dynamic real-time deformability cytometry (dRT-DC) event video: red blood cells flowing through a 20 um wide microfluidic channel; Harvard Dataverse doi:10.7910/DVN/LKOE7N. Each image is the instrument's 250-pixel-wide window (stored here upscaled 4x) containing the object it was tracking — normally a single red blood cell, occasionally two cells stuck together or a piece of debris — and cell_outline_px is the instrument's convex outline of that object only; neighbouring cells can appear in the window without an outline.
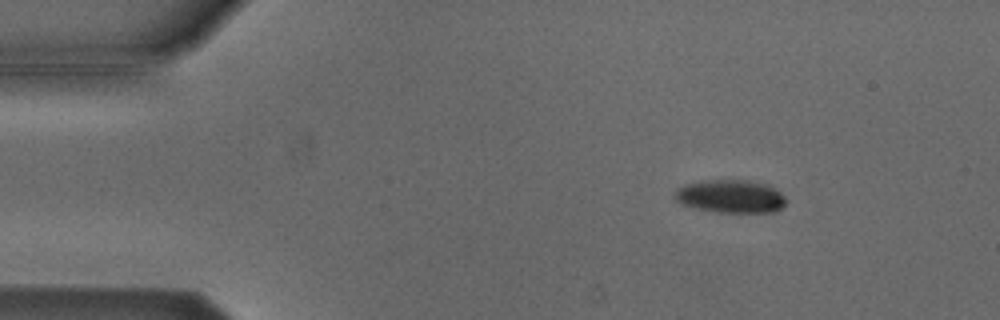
{"species": "Egyptian fruit bat (a non-hibernating species)", "species_latin": "Rousettus aegyptiacus", "temperature_condition": "cold", "stored_images_in_passage": 53, "camera_frame_rate_fps": 3000, "um_per_image_px": 0.085, "animal": {"sex": "male"}, "frame": {"image": 1, "passage_image": 7, "time_ms": 2.0, "image_size_px": [1000, 320], "cell_outline_px": [[784, 204], [780, 208], [772, 212], [716, 212], [696, 208], [680, 204], [676, 200], [676, 188], [684, 184], [712, 180], [748, 180], [768, 184], [776, 188], [784, 196]], "centroid_in_image_um": [62.1, 16.68], "position_along_channel_um": 22.9, "area_um2": 21.33}}
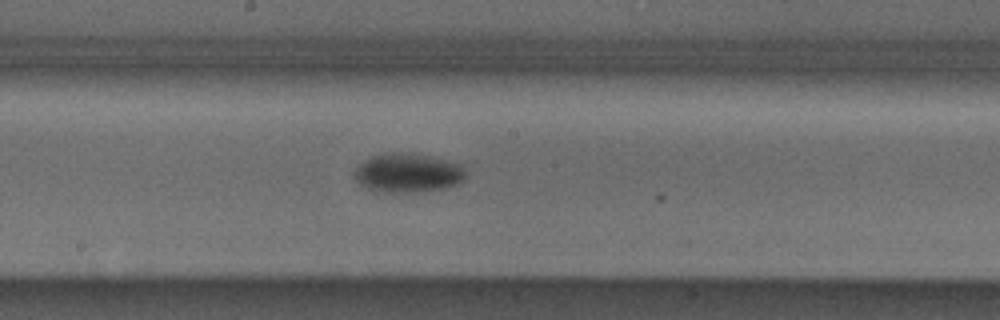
{"frame": {"image": 2, "passage_image": 28, "time_ms": 9.0, "image_size_px": [1000, 320], "cell_outline_px": [[464, 180], [460, 184], [448, 188], [416, 192], [380, 192], [368, 188], [360, 184], [356, 180], [352, 172], [364, 160], [372, 156], [392, 152], [400, 152], [424, 156], [460, 164], [464, 168]], "centroid_in_image_um": [34.65, 14.72], "position_along_channel_um": 213.6, "area_um2": 25.14}}
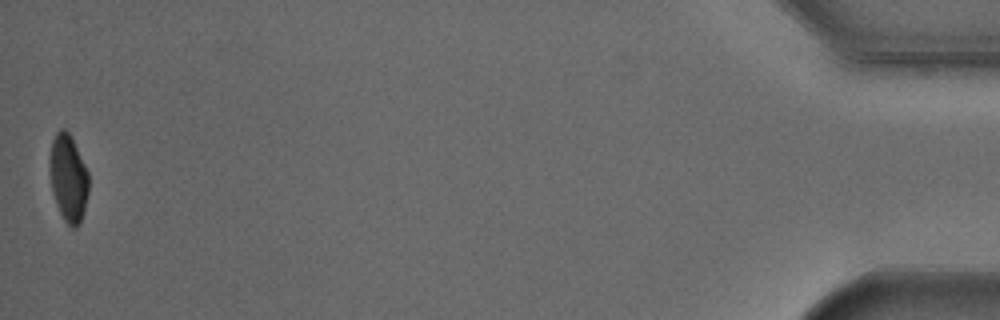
{"frame": {"image": 3, "passage_image": 53, "time_ms": 17.333, "image_size_px": [1000, 320], "cell_outline_px": [[88, 192], [80, 224], [76, 228], [72, 228], [64, 220], [56, 204], [52, 192], [48, 168], [48, 160], [52, 140], [56, 132], [60, 128], [64, 128], [72, 136], [88, 172]], "centroid_in_image_um": [5.78, 15.1], "position_along_channel_um": 429.4, "area_um2": 20.11}, "authors_computed_cell_mechanics": {"area_um2": 22.7154, "velocity_mm_per_s": 3.8026, "shape_relaxation_time_tau1_ms": 2.863, "shape_relaxation_time_tau2_ms": null, "deformation_change_tau1": 0.1103, "deformation_change_tau2": null}}